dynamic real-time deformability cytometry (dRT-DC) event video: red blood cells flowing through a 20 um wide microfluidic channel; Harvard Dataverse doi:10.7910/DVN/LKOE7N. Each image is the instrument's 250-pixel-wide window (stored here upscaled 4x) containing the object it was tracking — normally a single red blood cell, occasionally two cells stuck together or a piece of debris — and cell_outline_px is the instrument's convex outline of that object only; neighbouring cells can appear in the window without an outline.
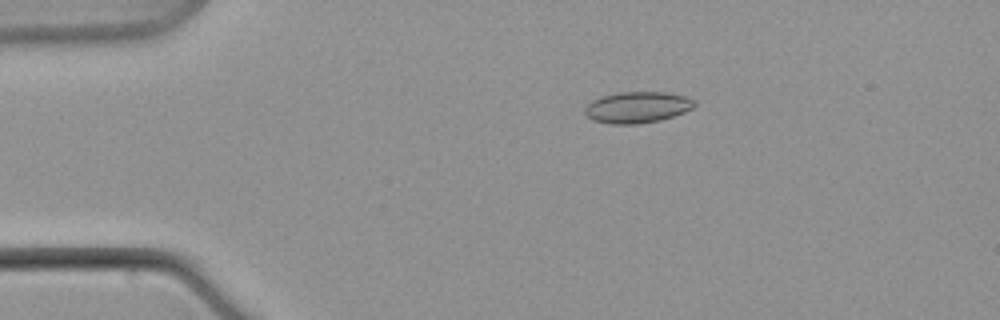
{"species": "common noctule bat (a hibernating species)", "species_latin": "Nyctalus noctula", "temperature_condition": "warm", "stored_images_in_passage": 6, "camera_frame_rate_fps": 3000, "um_per_image_px": 0.085, "animal": {"sex": "male", "body_mass_g": 21.5, "forearm_length_mm": 52.0}, "frame": {"image": 1, "passage_image": 4, "time_ms": 3.667, "image_size_px": [1000, 320], "cell_outline_px": [[696, 104], [692, 108], [684, 112], [660, 120], [636, 124], [612, 124], [596, 120], [588, 116], [584, 112], [584, 108], [592, 100], [604, 96], [620, 92], [664, 92], [688, 96], [696, 100]], "centroid_in_image_um": [54.21, 9.11], "position_along_channel_um": 30.8, "area_um2": 19.83}}